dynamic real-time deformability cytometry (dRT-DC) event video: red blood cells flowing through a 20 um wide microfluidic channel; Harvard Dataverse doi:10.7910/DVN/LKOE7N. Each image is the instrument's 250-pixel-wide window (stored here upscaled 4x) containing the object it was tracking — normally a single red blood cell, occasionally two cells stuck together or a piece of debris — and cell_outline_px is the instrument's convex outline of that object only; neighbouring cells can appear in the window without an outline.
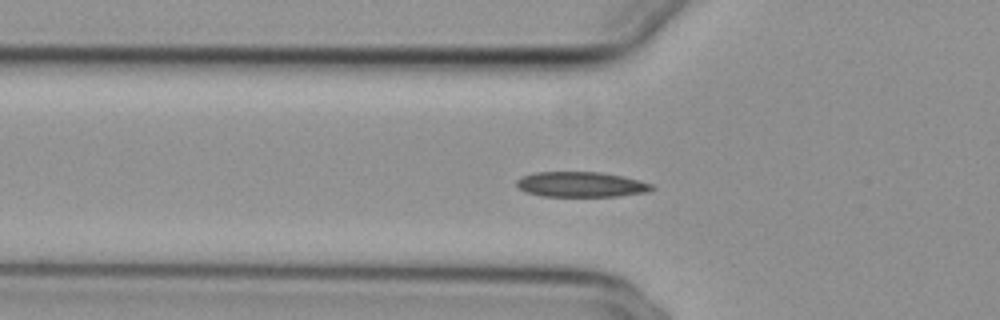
{"species": "common noctule bat (a hibernating species)", "species_latin": "Nyctalus noctula", "temperature_condition": "cold", "stored_images_in_passage": 38, "segment_of_instrument_passage": [1, 2], "camera_frame_rate_fps": 3000, "um_per_image_px": 0.085, "animal": {"sex": "female", "body_mass_g": 29.2, "forearm_length_mm": 56.3}, "frame": {"image": 1, "passage_image": 2, "time_ms": 0.333, "image_size_px": [1000, 320], "cell_outline_px": [[656, 188], [648, 192], [620, 196], [540, 196], [524, 192], [516, 184], [516, 180], [520, 176], [536, 172], [600, 172], [624, 176], [652, 184]], "centroid_in_image_um": [49.38, 15.68], "position_along_channel_um": 76.4, "area_um2": 20.06}}
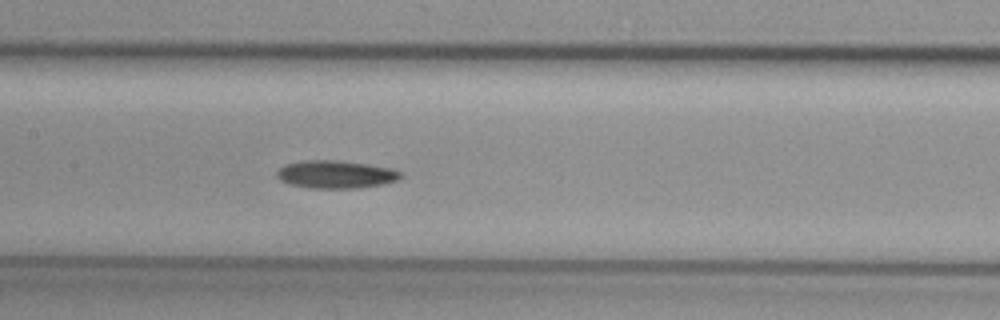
{"frame": {"image": 2, "passage_image": 10, "time_ms": 3.0, "image_size_px": [1000, 320], "cell_outline_px": [[404, 176], [396, 180], [380, 184], [356, 188], [312, 188], [288, 184], [280, 180], [276, 176], [276, 172], [284, 164], [304, 160], [336, 160], [392, 168], [400, 172]], "centroid_in_image_um": [28.49, 14.82], "position_along_channel_um": 178.9, "area_um2": 19.94}}
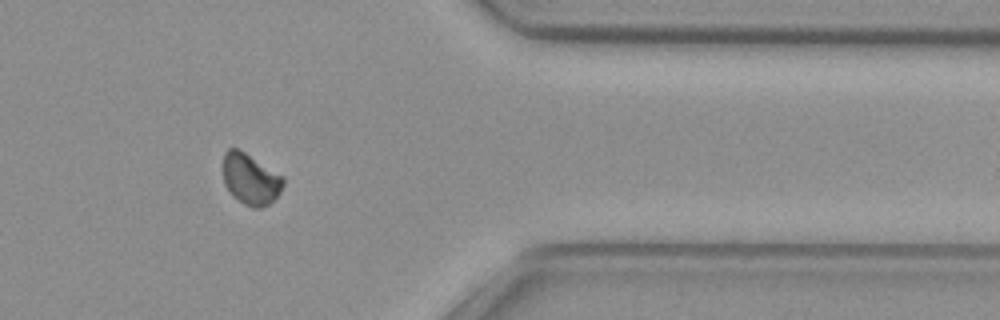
{"frame": {"image": 3, "passage_image": 28, "time_ms": 9.0, "image_size_px": [1000, 320], "cell_outline_px": [[284, 184], [280, 192], [268, 204], [260, 208], [252, 208], [244, 204], [232, 196], [224, 184], [224, 152], [228, 148], [236, 148], [244, 152], [284, 176]], "centroid_in_image_um": [21.29, 15.23], "position_along_channel_um": 390.1, "area_um2": 17.8}}